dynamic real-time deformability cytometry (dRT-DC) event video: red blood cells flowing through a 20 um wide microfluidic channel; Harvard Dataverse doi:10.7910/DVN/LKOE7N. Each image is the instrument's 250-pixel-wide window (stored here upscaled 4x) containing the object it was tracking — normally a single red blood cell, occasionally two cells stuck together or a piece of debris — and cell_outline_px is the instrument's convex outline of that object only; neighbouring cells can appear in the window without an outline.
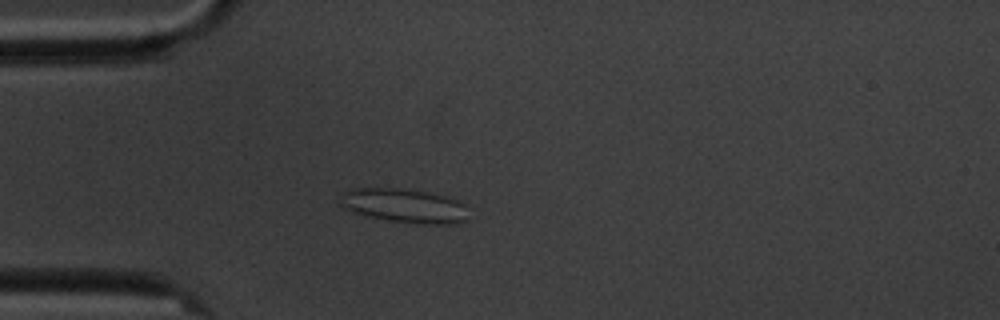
{"species": "common noctule bat (a hibernating species)", "species_latin": "Nyctalus noctula", "temperature_condition": "cold", "stored_images_in_passage": 1, "camera_frame_rate_fps": 3000, "um_per_image_px": 0.085, "animal": {"sex": "male", "body_mass_g": 20.1, "forearm_length_mm": 53.5}, "frame": {"image": 1, "passage_image": 1, "time_ms": 0.0, "image_size_px": [1000, 320], "cell_outline_px": [[468, 220], [456, 224], [416, 224], [388, 220], [364, 216], [352, 212], [344, 208], [340, 204], [344, 192], [348, 188], [400, 188], [448, 196], [464, 204]], "centroid_in_image_um": [34.36, 17.5], "position_along_channel_um": 50.6, "area_um2": 25.66}}